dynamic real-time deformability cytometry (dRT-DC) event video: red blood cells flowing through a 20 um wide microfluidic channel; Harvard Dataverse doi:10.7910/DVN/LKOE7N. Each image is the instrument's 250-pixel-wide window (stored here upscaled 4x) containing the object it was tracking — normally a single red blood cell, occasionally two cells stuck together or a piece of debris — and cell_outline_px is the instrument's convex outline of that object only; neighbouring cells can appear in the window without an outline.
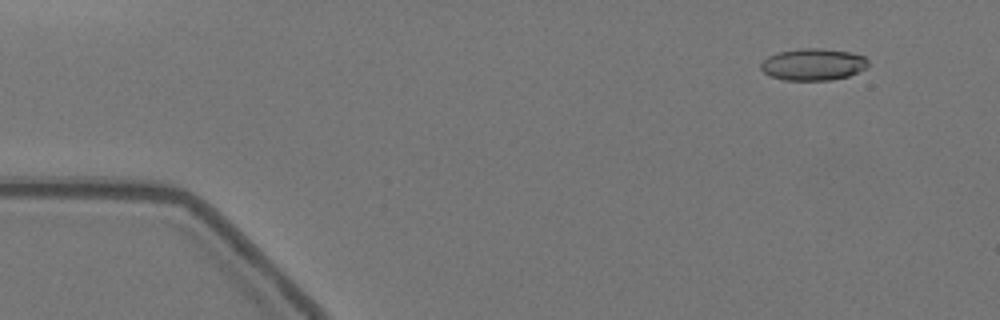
{"species": "Egyptian fruit bat (a non-hibernating species)", "species_latin": "Rousettus aegyptiacus", "temperature_condition": "warm", "stored_images_in_passage": 15, "camera_frame_rate_fps": 3000, "um_per_image_px": 0.085, "animal": {"sex": "female"}, "frame": {"image": 1, "passage_image": 5, "time_ms": 1.333, "image_size_px": [1000, 320], "cell_outline_px": [[868, 68], [848, 76], [832, 80], [784, 80], [772, 76], [764, 72], [760, 68], [760, 64], [768, 56], [776, 52], [800, 48], [824, 48], [848, 52], [864, 56], [868, 60]], "centroid_in_image_um": [69.12, 5.47], "position_along_channel_um": 15.9, "area_um2": 20.06}}